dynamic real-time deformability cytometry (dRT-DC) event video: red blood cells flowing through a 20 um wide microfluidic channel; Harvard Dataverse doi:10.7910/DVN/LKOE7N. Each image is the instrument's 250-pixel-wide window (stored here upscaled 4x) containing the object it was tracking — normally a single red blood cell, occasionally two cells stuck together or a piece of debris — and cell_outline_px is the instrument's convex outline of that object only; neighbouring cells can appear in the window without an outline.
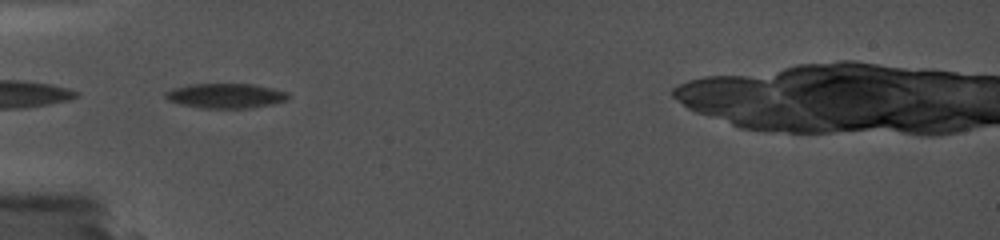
{"species": "common noctule bat (a hibernating species)", "species_latin": "Nyctalus noctula", "temperature_condition": "cold", "stored_images_in_passage": 2, "camera_frame_rate_fps": 5000, "um_per_image_px": 0.085, "animal": {"sex": "female", "body_mass_g": 19.0, "forearm_length_mm": 56.7}, "frame": {"image": 1, "passage_image": 1, "time_ms": 0.0, "image_size_px": [1000, 240], "cell_outline_px": [[292, 96], [288, 100], [272, 104], [252, 108], [200, 108], [180, 104], [168, 100], [164, 96], [164, 92], [172, 88], [188, 84], [252, 84], [272, 88], [288, 92]], "centroid_in_image_um": [19.19, 8.14], "position_along_channel_um": 65.8, "area_um2": 17.98}}